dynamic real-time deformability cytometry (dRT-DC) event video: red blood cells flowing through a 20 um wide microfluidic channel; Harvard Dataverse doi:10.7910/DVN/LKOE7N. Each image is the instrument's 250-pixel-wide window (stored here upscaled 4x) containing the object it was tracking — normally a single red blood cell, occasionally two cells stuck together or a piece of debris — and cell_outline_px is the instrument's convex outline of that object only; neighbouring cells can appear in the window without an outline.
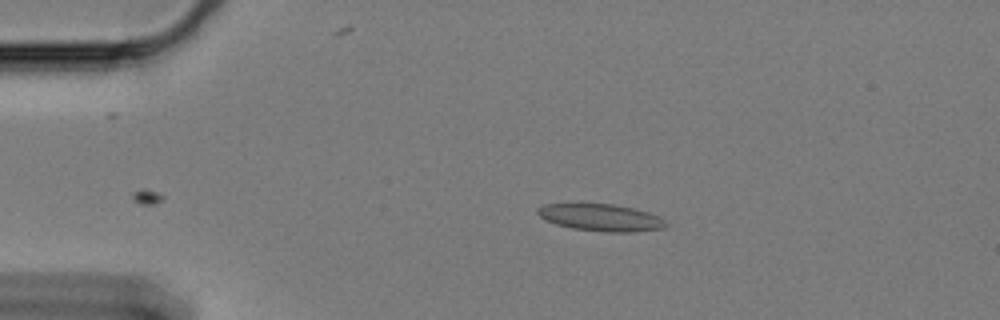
{"species": "Egyptian fruit bat (a non-hibernating species)", "species_latin": "Rousettus aegyptiacus", "temperature_condition": "cold", "stored_images_in_passage": 20, "camera_frame_rate_fps": 3000, "um_per_image_px": 0.085, "animal": {"sex": "female"}, "frame": {"image": 1, "passage_image": 2, "time_ms": 0.333, "image_size_px": [1000, 320], "cell_outline_px": [[668, 224], [664, 228], [632, 232], [604, 232], [572, 228], [556, 224], [544, 220], [536, 212], [536, 208], [544, 204], [612, 204], [632, 208], [648, 212], [664, 220]], "centroid_in_image_um": [51.04, 18.5], "position_along_channel_um": 34.0, "area_um2": 20.11}}
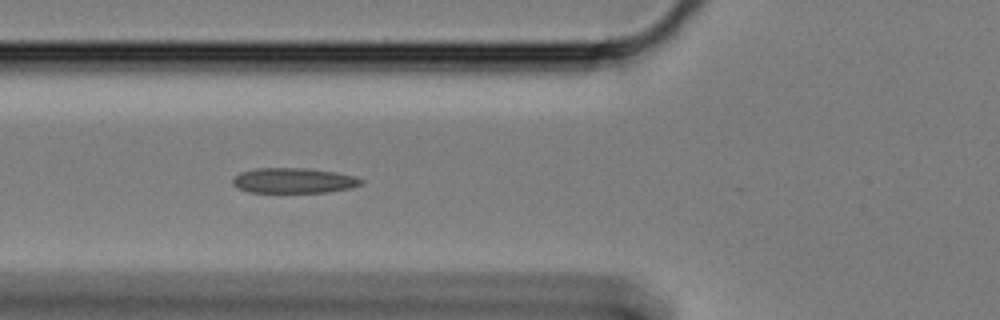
{"frame": {"image": 2, "passage_image": 12, "time_ms": 3.667, "image_size_px": [1000, 320], "cell_outline_px": [[364, 180], [360, 184], [352, 188], [328, 192], [248, 192], [232, 184], [232, 180], [240, 172], [256, 168], [308, 168], [336, 172], [352, 176]], "centroid_in_image_um": [24.96, 15.34], "position_along_channel_um": 100.8, "area_um2": 18.79}}
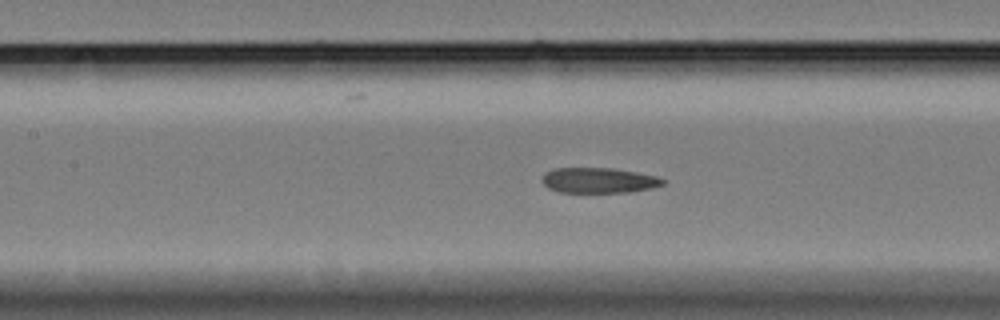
{"frame": {"image": 3, "passage_image": 17, "time_ms": 5.333, "image_size_px": [1000, 320], "cell_outline_px": [[664, 184], [652, 188], [628, 192], [560, 192], [548, 188], [540, 180], [544, 172], [552, 168], [612, 168], [636, 172], [656, 176], [664, 180]], "centroid_in_image_um": [50.84, 15.32], "position_along_channel_um": 156.6, "area_um2": 17.86}}